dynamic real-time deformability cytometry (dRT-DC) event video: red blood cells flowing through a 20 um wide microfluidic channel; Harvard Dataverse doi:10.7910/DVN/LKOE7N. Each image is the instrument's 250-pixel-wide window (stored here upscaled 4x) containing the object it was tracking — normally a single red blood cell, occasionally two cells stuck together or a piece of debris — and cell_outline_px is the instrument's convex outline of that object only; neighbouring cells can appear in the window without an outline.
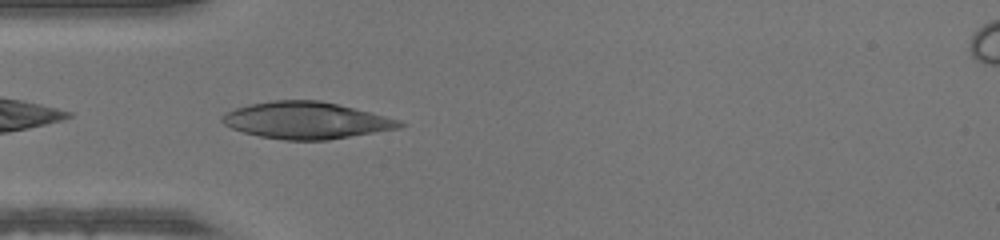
{"species": "human", "species_latin": "Homo sapiens", "temperature_condition": "warm", "stored_images_in_passage": 36, "camera_frame_rate_fps": 3000, "um_per_image_px": 0.085, "donor": {"sex": "male"}, "frame": {"image": 1, "passage_image": 2, "time_ms": 0.333, "image_size_px": [1000, 240], "cell_outline_px": [[404, 124], [400, 128], [328, 140], [284, 140], [260, 136], [244, 132], [232, 128], [224, 124], [220, 120], [220, 116], [224, 112], [248, 104], [272, 100], [320, 100], [400, 120]], "centroid_in_image_um": [25.97, 10.23], "position_along_channel_um": 59.0, "area_um2": 37.86}}
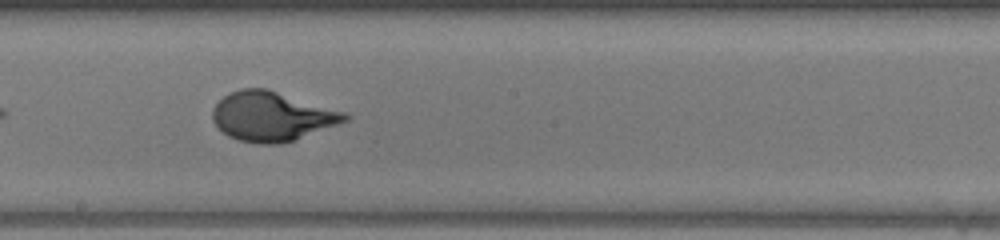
{"frame": {"image": 2, "passage_image": 14, "time_ms": 4.333, "image_size_px": [1000, 240], "cell_outline_px": [[352, 116], [348, 120], [292, 140], [280, 144], [260, 144], [240, 140], [228, 136], [212, 120], [212, 108], [224, 96], [240, 88], [268, 88], [348, 112]], "centroid_in_image_um": [23.14, 9.86], "position_along_channel_um": 225.1, "area_um2": 38.03}}
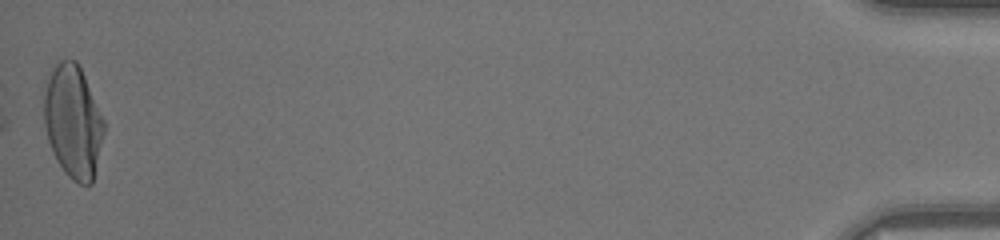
{"frame": {"image": 3, "passage_image": 36, "time_ms": 11.667, "image_size_px": [1000, 240], "cell_outline_px": [[104, 132], [92, 184], [80, 184], [72, 180], [64, 172], [56, 160], [52, 152], [48, 140], [44, 124], [44, 92], [48, 80], [56, 64], [60, 60], [76, 60], [84, 76], [104, 120]], "centroid_in_image_um": [6.2, 10.37], "position_along_channel_um": 429.0, "area_um2": 39.02}}